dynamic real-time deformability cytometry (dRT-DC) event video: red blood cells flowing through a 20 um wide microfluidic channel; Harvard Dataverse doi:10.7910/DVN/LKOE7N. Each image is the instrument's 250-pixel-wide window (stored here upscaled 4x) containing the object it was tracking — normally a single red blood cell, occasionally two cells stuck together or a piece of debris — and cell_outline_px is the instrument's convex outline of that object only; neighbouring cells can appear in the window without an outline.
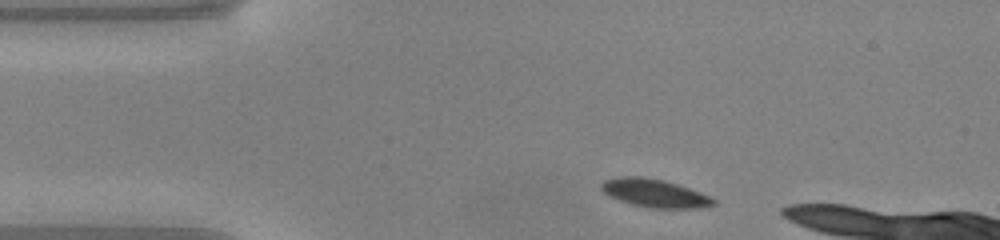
{"species": "common noctule bat (a hibernating species)", "species_latin": "Nyctalus noctula", "temperature_condition": "warm", "stored_images_in_passage": 44, "camera_frame_rate_fps": 3000, "um_per_image_px": 0.085, "animal": {"sex": "male", "body_mass_g": 20.0, "forearm_length_mm": 53.3}, "frame": {"image": 1, "passage_image": 3, "time_ms": 0.667, "image_size_px": [1000, 240], "cell_outline_px": [[716, 204], [696, 208], [652, 208], [632, 204], [620, 200], [604, 192], [600, 188], [600, 184], [604, 180], [616, 176], [640, 176], [664, 180], [700, 192], [716, 200]], "centroid_in_image_um": [55.61, 16.4], "position_along_channel_um": 29.4, "area_um2": 18.21}}
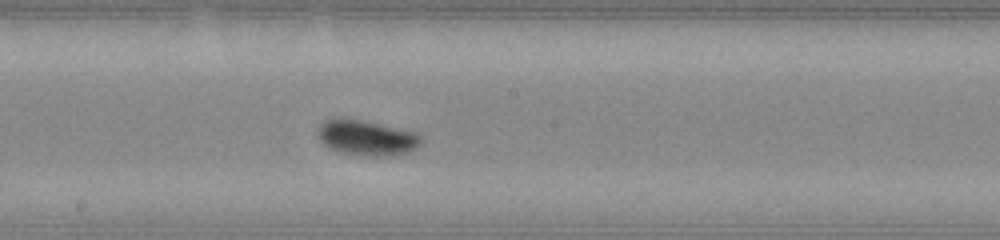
{"frame": {"image": 2, "passage_image": 20, "time_ms": 6.333, "image_size_px": [1000, 240], "cell_outline_px": [[420, 144], [416, 148], [408, 152], [388, 156], [368, 156], [340, 152], [324, 144], [320, 140], [320, 124], [328, 120], [340, 116], [360, 120], [412, 132], [420, 136]], "centroid_in_image_um": [31.15, 11.71], "position_along_channel_um": 217.1, "area_um2": 20.63}}
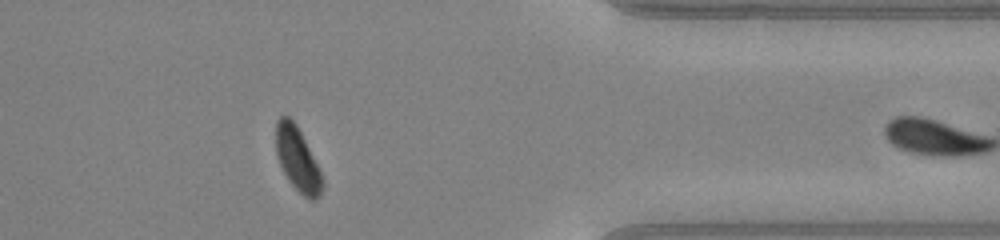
{"frame": {"image": 3, "passage_image": 34, "time_ms": 11.0, "image_size_px": [1000, 240], "cell_outline_px": [[324, 188], [320, 196], [316, 200], [308, 200], [288, 180], [276, 156], [276, 120], [280, 116], [288, 116], [296, 124], [324, 180]], "centroid_in_image_um": [25.29, 13.57], "position_along_channel_um": 386.1, "area_um2": 17.05}, "authors_computed_cell_mechanics": {"area_um2": 18.2937, "velocity_mm_per_s": 4.0879, "shape_relaxation_time_tau1_ms": 1.3226, "shape_relaxation_time_tau2_ms": null, "deformation_change_tau1": 0.1312, "deformation_change_tau2": null}}